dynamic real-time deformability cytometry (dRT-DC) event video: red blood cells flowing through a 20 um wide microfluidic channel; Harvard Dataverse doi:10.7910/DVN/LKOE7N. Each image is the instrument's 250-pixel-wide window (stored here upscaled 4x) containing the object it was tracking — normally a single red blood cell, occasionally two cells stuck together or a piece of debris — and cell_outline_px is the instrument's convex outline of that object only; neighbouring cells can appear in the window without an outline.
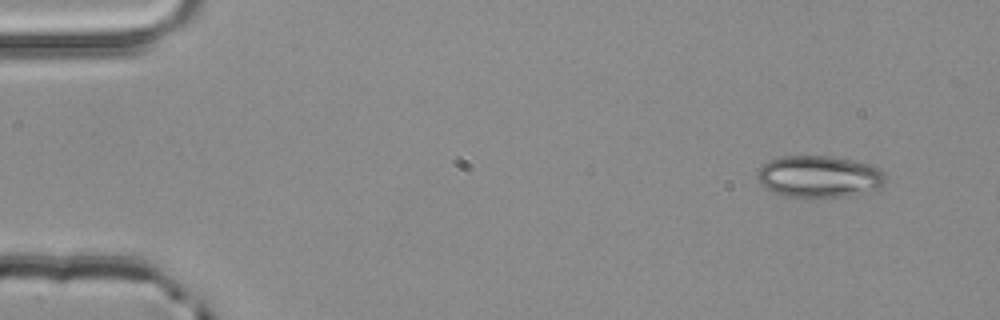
{"species": "common noctule bat (a hibernating species)", "species_latin": "Nyctalus noctula", "temperature_condition": "room temperature", "stored_images_in_passage": 3, "camera_frame_rate_fps": 3000, "um_per_image_px": 0.085, "animal": {"sex": "male", "body_mass_g": 20.4}, "frame": {"image": 1, "passage_image": 1, "time_ms": 0.0, "image_size_px": [1000, 320], "cell_outline_px": [[884, 184], [880, 188], [872, 192], [848, 196], [784, 196], [760, 184], [756, 176], [756, 172], [768, 160], [780, 156], [828, 156], [852, 160], [872, 164], [880, 168], [884, 172]], "centroid_in_image_um": [69.66, 14.99], "position_along_channel_um": 15.3, "area_um2": 31.27}}